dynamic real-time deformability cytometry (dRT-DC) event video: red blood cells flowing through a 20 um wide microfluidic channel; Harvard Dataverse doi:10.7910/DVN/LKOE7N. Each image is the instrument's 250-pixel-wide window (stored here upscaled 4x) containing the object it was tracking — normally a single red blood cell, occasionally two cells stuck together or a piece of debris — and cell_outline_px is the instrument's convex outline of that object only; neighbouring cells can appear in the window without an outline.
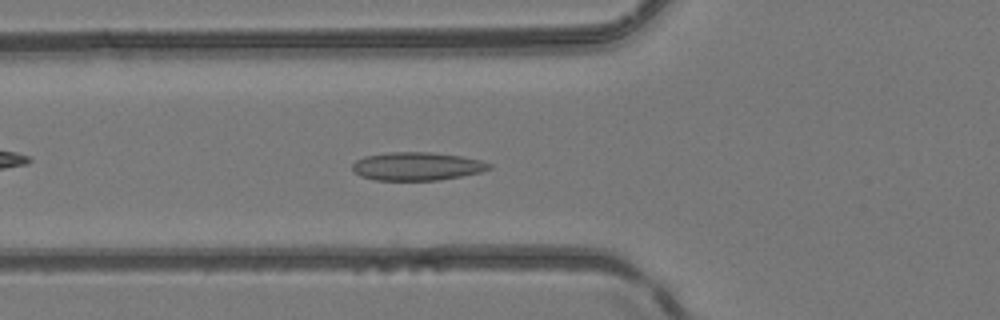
{"species": "common noctule bat (a hibernating species)", "species_latin": "Nyctalus noctula", "temperature_condition": "room temperature", "stored_images_in_passage": 50, "camera_frame_rate_fps": 3000, "um_per_image_px": 0.085, "animal": {"sex": "female", "body_mass_g": 24.6, "forearm_length_mm": 56.2}, "frame": {"image": 1, "passage_image": 18, "time_ms": 5.667, "image_size_px": [1000, 320], "cell_outline_px": [[492, 168], [480, 172], [440, 180], [376, 180], [360, 176], [352, 168], [352, 164], [356, 160], [364, 156], [388, 152], [432, 152], [460, 156], [480, 160], [492, 164]], "centroid_in_image_um": [35.44, 14.13], "position_along_channel_um": 90.4, "area_um2": 22.48}}
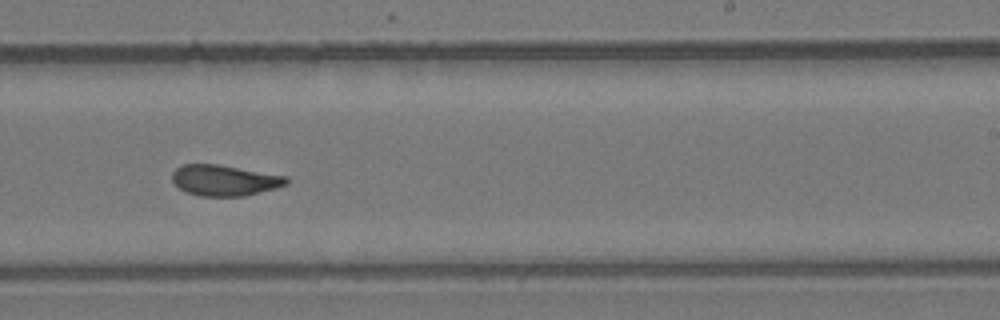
{"frame": {"image": 2, "passage_image": 31, "time_ms": 10.0, "image_size_px": [1000, 320], "cell_outline_px": [[288, 184], [276, 188], [244, 196], [200, 196], [184, 192], [172, 180], [172, 172], [180, 164], [220, 164], [288, 176]], "centroid_in_image_um": [19.08, 15.32], "position_along_channel_um": 269.9, "area_um2": 20.75}}
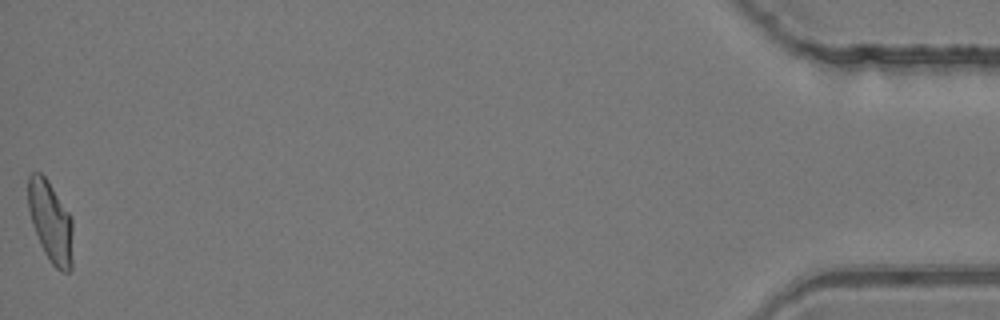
{"frame": {"image": 3, "passage_image": 50, "time_ms": 16.333, "image_size_px": [1000, 320], "cell_outline_px": [[72, 268], [68, 272], [64, 272], [56, 268], [52, 264], [44, 252], [40, 244], [32, 224], [28, 208], [28, 176], [32, 172], [40, 172], [48, 180], [72, 216]], "centroid_in_image_um": [4.3, 18.84], "position_along_channel_um": 430.9, "area_um2": 21.33}, "authors_computed_cell_mechanics": {"area_um2": 21.2993, "velocity_mm_per_s": 4.1247, "shape_relaxation_time_tau1_ms": null, "shape_relaxation_time_tau2_ms": 1.3879, "deformation_change_tau1": null, "deformation_change_tau2": 0.0802}}